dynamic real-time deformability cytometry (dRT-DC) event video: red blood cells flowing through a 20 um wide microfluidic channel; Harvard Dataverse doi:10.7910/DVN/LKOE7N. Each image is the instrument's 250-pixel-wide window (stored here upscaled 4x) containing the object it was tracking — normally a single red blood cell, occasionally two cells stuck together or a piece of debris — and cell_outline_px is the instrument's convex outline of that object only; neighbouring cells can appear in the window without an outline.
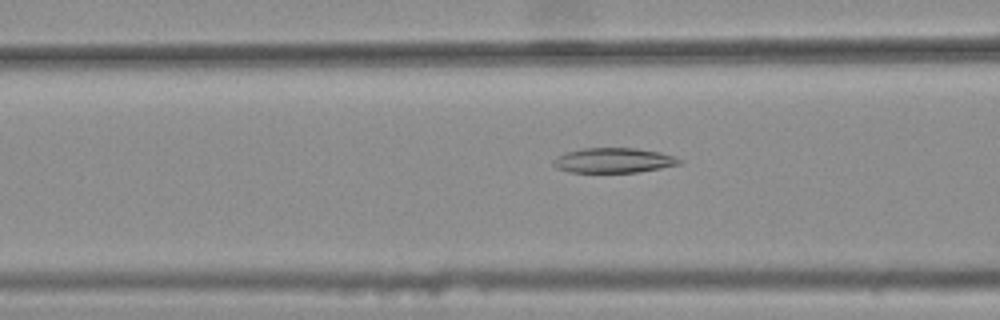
{"species": "common noctule bat (a hibernating species)", "species_latin": "Nyctalus noctula", "temperature_condition": "warm", "stored_images_in_passage": 37, "camera_frame_rate_fps": 3000, "um_per_image_px": 0.085, "animal": {"sex": "female", "body_mass_g": 25.1}, "frame": {"image": 1, "passage_image": 11, "time_ms": 3.333, "image_size_px": [1000, 320], "cell_outline_px": [[684, 160], [680, 164], [660, 168], [636, 172], [572, 172], [556, 168], [552, 164], [552, 160], [556, 156], [580, 148], [636, 148], [660, 152]], "centroid_in_image_um": [52.13, 13.63], "position_along_channel_um": 114.5, "area_um2": 18.26}}
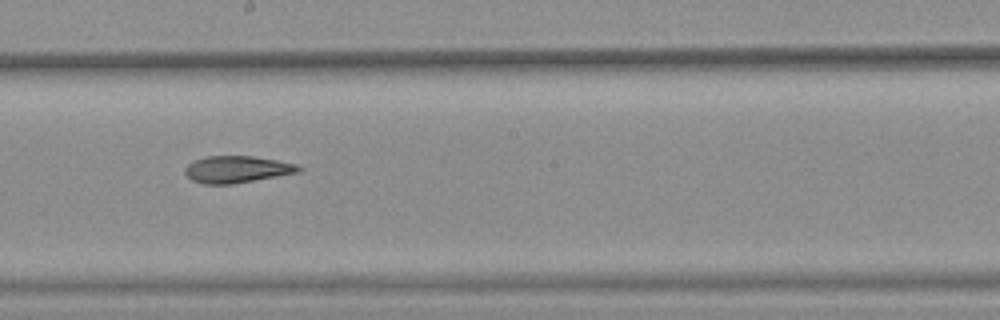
{"frame": {"image": 2, "passage_image": 20, "time_ms": 6.333, "image_size_px": [1000, 320], "cell_outline_px": [[304, 168], [300, 172], [232, 184], [204, 184], [192, 180], [184, 172], [184, 168], [188, 164], [196, 160], [208, 156], [252, 156], [276, 160], [296, 164]], "centroid_in_image_um": [20.15, 14.4], "position_along_channel_um": 228.1, "area_um2": 17.69}}
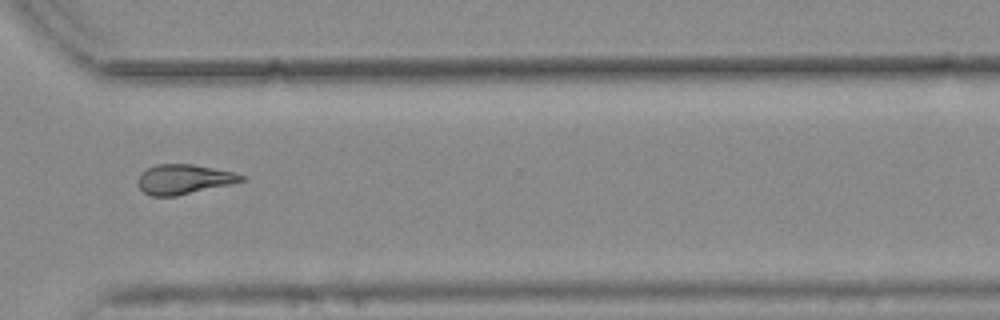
{"frame": {"image": 3, "passage_image": 30, "time_ms": 9.667, "image_size_px": [1000, 320], "cell_outline_px": [[248, 180], [232, 184], [176, 196], [152, 196], [144, 192], [136, 184], [136, 180], [140, 172], [156, 164], [192, 164], [232, 172], [244, 176]], "centroid_in_image_um": [15.6, 15.24], "position_along_channel_um": 355.0, "area_um2": 18.03}, "authors_computed_cell_mechanics": {"area_um2": 18.0914, "velocity_mm_per_s": 3.8004, "shape_relaxation_time_tau1_ms": null, "shape_relaxation_time_tau2_ms": 3.4727, "deformation_change_tau1": null, "deformation_change_tau2": 0.1167}}